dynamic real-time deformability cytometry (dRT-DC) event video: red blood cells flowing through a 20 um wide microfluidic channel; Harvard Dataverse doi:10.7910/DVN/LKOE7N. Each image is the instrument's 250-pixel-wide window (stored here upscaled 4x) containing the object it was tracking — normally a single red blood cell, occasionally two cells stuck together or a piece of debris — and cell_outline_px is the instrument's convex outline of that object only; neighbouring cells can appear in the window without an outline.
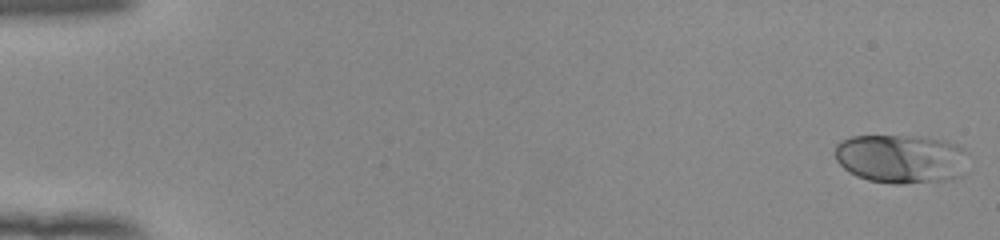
{"species": "human", "species_latin": "Homo sapiens", "temperature_condition": "room temperature", "stored_images_in_passage": 53, "camera_frame_rate_fps": 3000, "um_per_image_px": 0.085, "donor": {"sex": "female"}, "frame": {"image": 1, "passage_image": 1, "time_ms": 0.0, "image_size_px": [1000, 240], "cell_outline_px": [[960, 176], [952, 180], [904, 184], [892, 184], [868, 180], [856, 176], [848, 172], [836, 160], [836, 144], [840, 140], [852, 136], [924, 136], [944, 140], [956, 144], [960, 148]], "centroid_in_image_um": [76.46, 13.5], "position_along_channel_um": 8.5, "area_um2": 37.51}}
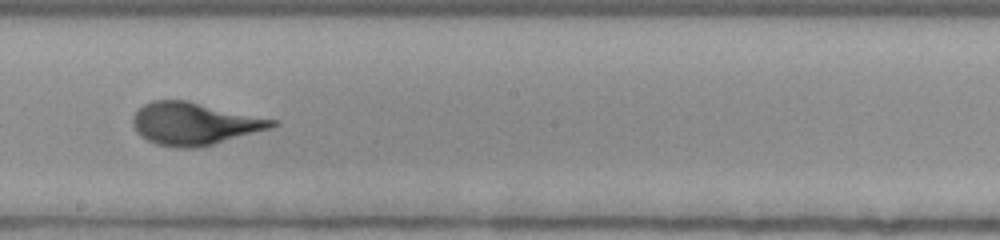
{"frame": {"image": 2, "passage_image": 31, "time_ms": 10.0, "image_size_px": [1000, 240], "cell_outline_px": [[280, 124], [272, 128], [200, 148], [176, 148], [156, 144], [140, 136], [136, 132], [132, 124], [132, 116], [144, 104], [152, 100], [188, 100], [280, 120]], "centroid_in_image_um": [16.56, 10.51], "position_along_channel_um": 231.6, "area_um2": 35.03}}
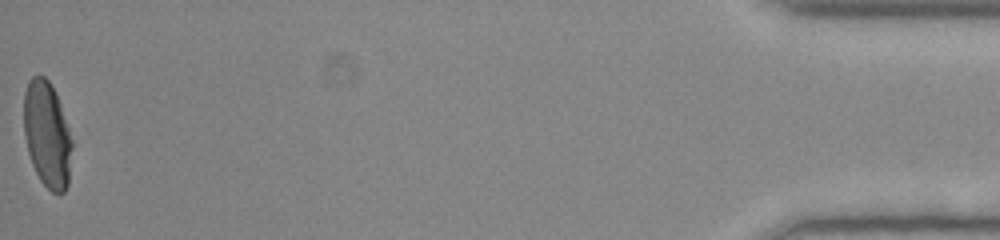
{"frame": {"image": 3, "passage_image": 53, "time_ms": 17.333, "image_size_px": [1000, 240], "cell_outline_px": [[72, 148], [68, 184], [64, 192], [60, 196], [52, 192], [40, 180], [32, 164], [28, 152], [24, 136], [24, 92], [28, 80], [32, 76], [44, 76], [48, 80], [56, 92], [72, 140]], "centroid_in_image_um": [4.0, 11.44], "position_along_channel_um": 431.2, "area_um2": 29.88}, "authors_computed_cell_mechanics": {"area_um2": 33.524, "velocity_mm_per_s": 3.9398, "shape_relaxation_time_tau1_ms": 4.3241, "shape_relaxation_time_tau2_ms": null, "deformation_change_tau1": 0.1872, "deformation_change_tau2": null}}